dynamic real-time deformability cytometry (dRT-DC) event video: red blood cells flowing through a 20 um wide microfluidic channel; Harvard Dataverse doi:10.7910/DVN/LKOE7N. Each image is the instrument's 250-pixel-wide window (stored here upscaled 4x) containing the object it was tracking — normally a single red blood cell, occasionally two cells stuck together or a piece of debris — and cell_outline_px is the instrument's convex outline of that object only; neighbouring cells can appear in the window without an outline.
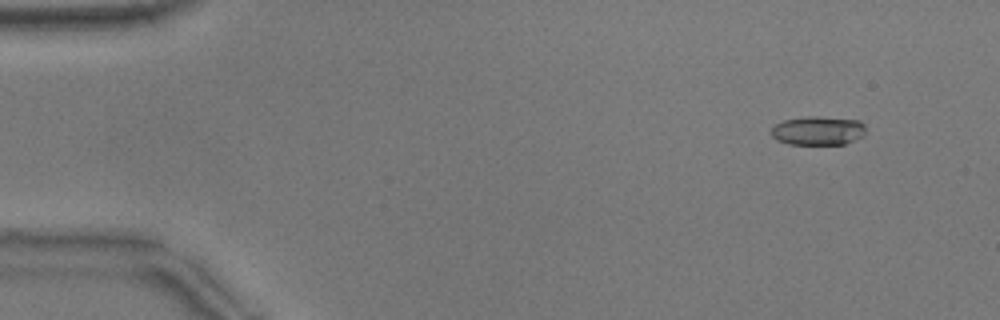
{"species": "common noctule bat (a hibernating species)", "species_latin": "Nyctalus noctula", "temperature_condition": "warm", "stored_images_in_passage": 52, "camera_frame_rate_fps": 3000, "um_per_image_px": 0.085, "animal": {"sex": "male", "body_mass_g": 17.9}, "frame": {"image": 1, "passage_image": 4, "time_ms": 1.0, "image_size_px": [1000, 320], "cell_outline_px": [[864, 136], [844, 144], [788, 144], [776, 140], [772, 136], [772, 128], [776, 124], [784, 120], [808, 116], [816, 116], [860, 120], [864, 124]], "centroid_in_image_um": [69.54, 11.1], "position_along_channel_um": 15.5, "area_um2": 15.9}}
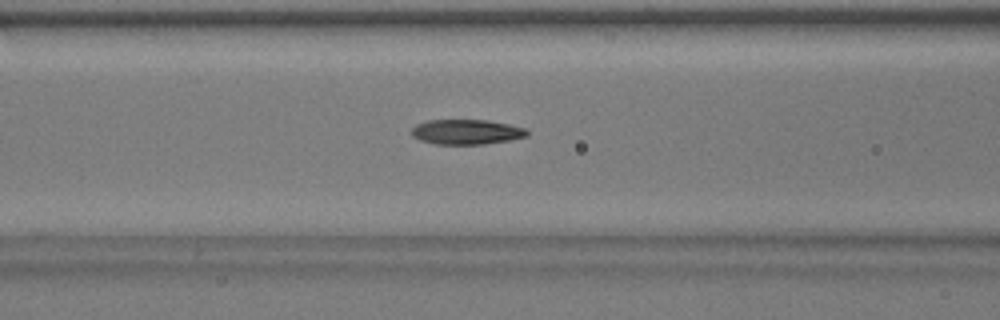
{"frame": {"image": 2, "passage_image": 21, "time_ms": 6.667, "image_size_px": [1000, 320], "cell_outline_px": [[528, 136], [508, 140], [484, 144], [436, 144], [420, 140], [412, 136], [412, 128], [416, 124], [428, 120], [488, 120], [528, 128]], "centroid_in_image_um": [39.66, 11.21], "position_along_channel_um": 126.9, "area_um2": 16.82}}
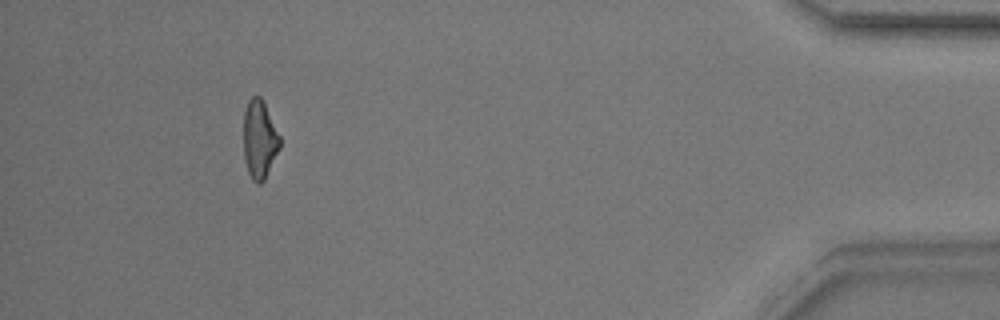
{"frame": {"image": 3, "passage_image": 48, "time_ms": 15.667, "image_size_px": [1000, 320], "cell_outline_px": [[280, 148], [264, 180], [260, 184], [256, 184], [252, 180], [248, 172], [244, 160], [244, 112], [248, 100], [252, 96], [260, 96], [280, 136]], "centroid_in_image_um": [22.05, 11.88], "position_along_channel_um": 413.2, "area_um2": 16.47}, "authors_computed_cell_mechanics": {"area_um2": 16.8487, "velocity_mm_per_s": 3.8643, "shape_relaxation_time_tau1_ms": 9.7035, "shape_relaxation_time_tau2_ms": 3.0475, "deformation_change_tau1": 0.2587, "deformation_change_tau2": 0.1018}}